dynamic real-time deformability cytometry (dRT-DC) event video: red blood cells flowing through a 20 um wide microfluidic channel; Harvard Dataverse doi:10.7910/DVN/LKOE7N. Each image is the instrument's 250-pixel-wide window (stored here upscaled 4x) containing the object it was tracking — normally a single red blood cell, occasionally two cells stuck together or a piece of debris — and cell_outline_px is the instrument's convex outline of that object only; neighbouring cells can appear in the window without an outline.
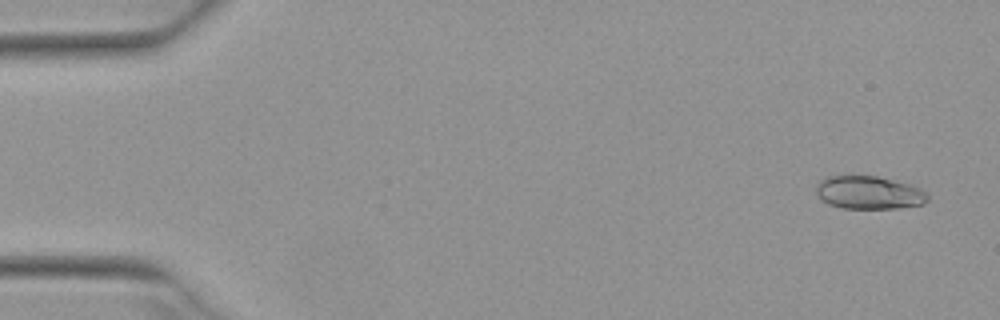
{"species": "Egyptian fruit bat (a non-hibernating species)", "species_latin": "Rousettus aegyptiacus", "temperature_condition": "warm", "stored_images_in_passage": 52, "camera_frame_rate_fps": 3000, "um_per_image_px": 0.085, "animal": {"sex": "female"}, "frame": {"image": 1, "passage_image": 3, "time_ms": 0.667, "image_size_px": [1000, 320], "cell_outline_px": [[928, 200], [924, 204], [900, 208], [840, 208], [828, 204], [820, 200], [816, 192], [816, 184], [824, 176], [876, 176], [912, 184], [928, 192]], "centroid_in_image_um": [73.86, 16.37], "position_along_channel_um": 11.1, "area_um2": 21.85}}
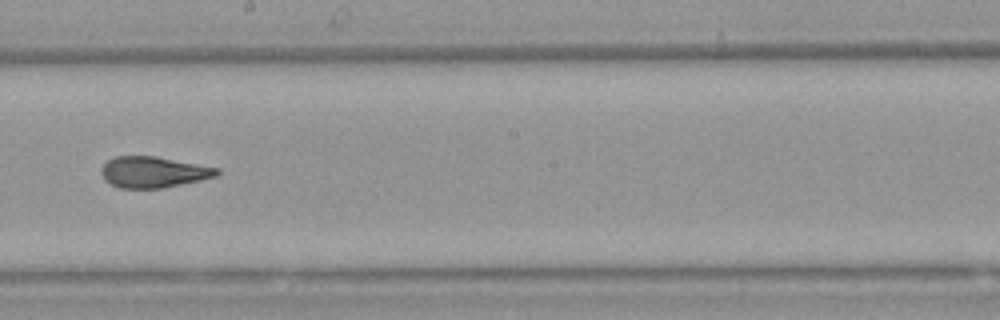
{"frame": {"image": 2, "passage_image": 30, "time_ms": 9.667, "image_size_px": [1000, 320], "cell_outline_px": [[220, 172], [216, 176], [200, 180], [164, 188], [120, 188], [104, 180], [100, 172], [100, 168], [108, 160], [116, 156], [156, 156], [220, 168]], "centroid_in_image_um": [13.03, 14.62], "position_along_channel_um": 235.2, "area_um2": 20.98}}
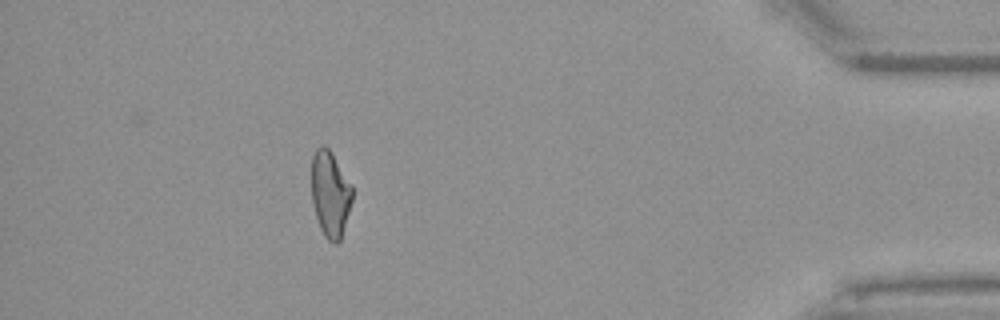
{"frame": {"image": 3, "passage_image": 47, "time_ms": 15.333, "image_size_px": [1000, 320], "cell_outline_px": [[352, 200], [340, 240], [336, 244], [332, 244], [324, 236], [320, 228], [312, 204], [312, 156], [316, 148], [320, 144], [324, 144], [332, 152], [352, 184]], "centroid_in_image_um": [28.06, 16.45], "position_along_channel_um": 407.1, "area_um2": 20.58}, "authors_computed_cell_mechanics": {"area_um2": 21.4149, "velocity_mm_per_s": 3.9495, "shape_relaxation_time_tau1_ms": 10.9606, "shape_relaxation_time_tau2_ms": 1.5692, "deformation_change_tau1": 0.2687, "deformation_change_tau2": 0.0833}}